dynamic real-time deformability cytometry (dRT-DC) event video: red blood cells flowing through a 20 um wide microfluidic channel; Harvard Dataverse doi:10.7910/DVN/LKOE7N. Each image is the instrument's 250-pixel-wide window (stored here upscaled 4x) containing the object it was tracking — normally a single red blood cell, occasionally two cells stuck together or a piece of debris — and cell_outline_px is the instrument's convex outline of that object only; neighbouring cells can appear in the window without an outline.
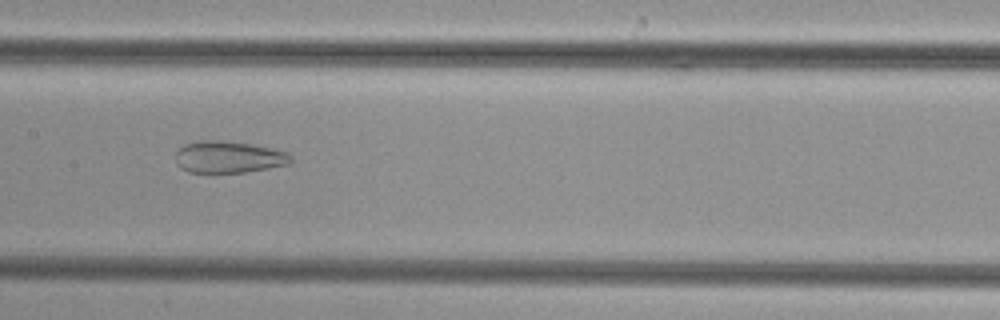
{"species": "common noctule bat (a hibernating species)", "species_latin": "Nyctalus noctula", "temperature_condition": "cold", "stored_images_in_passage": 49, "camera_frame_rate_fps": 3000, "um_per_image_px": 0.085, "animal": {"sex": "female", "body_mass_g": 29.2, "forearm_length_mm": 56.3}, "frame": {"image": 1, "passage_image": 25, "time_ms": 8.0, "image_size_px": [1000, 320], "cell_outline_px": [[292, 160], [288, 164], [268, 168], [244, 172], [188, 172], [180, 168], [176, 164], [176, 152], [184, 144], [200, 140], [220, 140], [252, 144], [288, 152], [292, 156]], "centroid_in_image_um": [19.41, 13.34], "position_along_channel_um": 188.0, "area_um2": 21.39}}
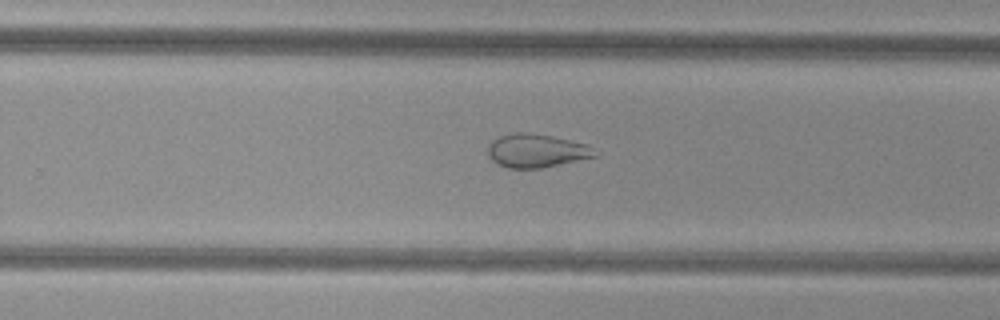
{"frame": {"image": 2, "passage_image": 32, "time_ms": 10.333, "image_size_px": [1000, 320], "cell_outline_px": [[600, 152], [596, 156], [540, 168], [508, 168], [496, 164], [488, 156], [488, 144], [492, 140], [500, 136], [512, 132], [524, 132], [552, 136], [588, 144]], "centroid_in_image_um": [45.59, 12.8], "position_along_channel_um": 284.2, "area_um2": 20.98}}
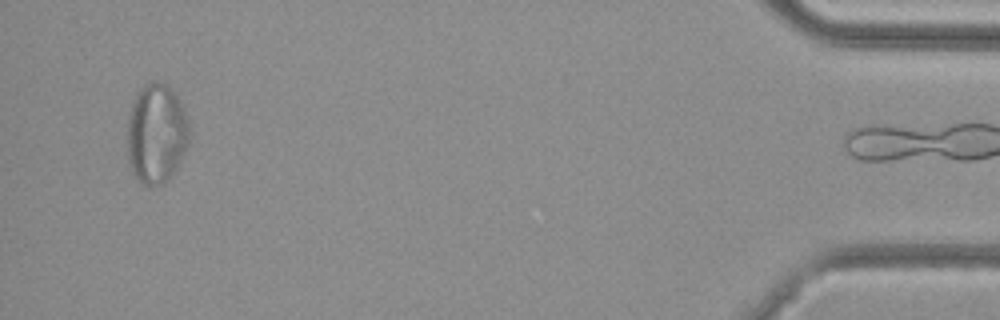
{"frame": {"image": 3, "passage_image": 48, "time_ms": 15.667, "image_size_px": [1000, 320], "cell_outline_px": [[188, 144], [172, 176], [164, 184], [156, 188], [144, 184], [136, 180], [128, 164], [128, 116], [136, 92], [144, 84], [156, 80], [168, 84], [172, 88], [180, 100], [184, 108], [188, 120]], "centroid_in_image_um": [13.28, 11.36], "position_along_channel_um": 421.9, "area_um2": 36.7}}